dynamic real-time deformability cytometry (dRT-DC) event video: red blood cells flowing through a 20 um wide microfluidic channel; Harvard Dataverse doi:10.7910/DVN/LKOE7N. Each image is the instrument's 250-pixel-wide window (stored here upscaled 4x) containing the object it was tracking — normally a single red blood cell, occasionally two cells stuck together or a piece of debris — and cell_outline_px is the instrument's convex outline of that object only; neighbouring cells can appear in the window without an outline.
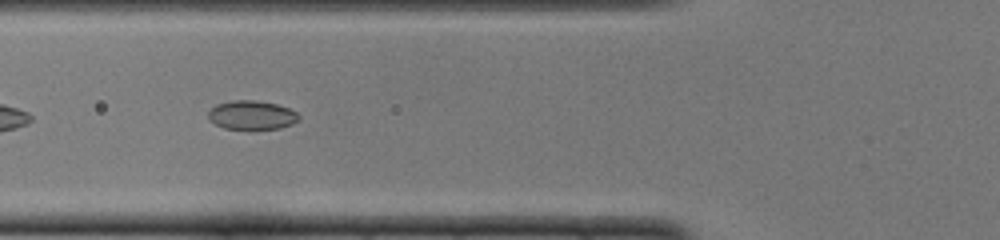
{"species": "common noctule bat (a hibernating species)", "species_latin": "Nyctalus noctula", "temperature_condition": "cold", "stored_images_in_passage": 45, "camera_frame_rate_fps": 3000, "um_per_image_px": 0.085, "animal": {"sex": "female", "body_mass_g": 22.0, "forearm_length_mm": 56.7}, "frame": {"image": 1, "passage_image": 13, "time_ms": 4.0, "image_size_px": [1000, 240], "cell_outline_px": [[300, 116], [292, 124], [280, 128], [248, 132], [224, 128], [208, 120], [208, 112], [216, 104], [232, 100], [256, 100], [276, 104], [288, 108], [296, 112]], "centroid_in_image_um": [21.37, 9.83], "position_along_channel_um": 104.4, "area_um2": 15.84}}
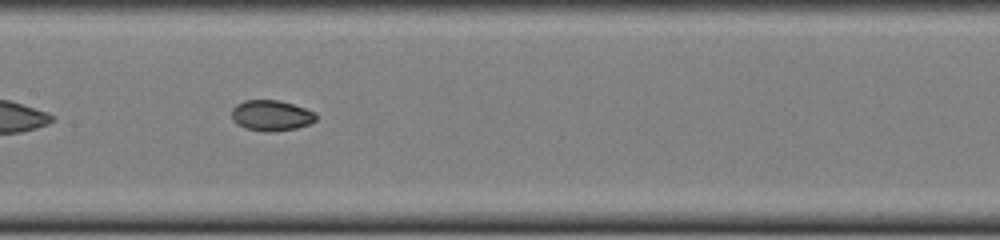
{"frame": {"image": 2, "passage_image": 19, "time_ms": 6.0, "image_size_px": [1000, 240], "cell_outline_px": [[316, 120], [308, 124], [296, 128], [272, 132], [264, 132], [244, 128], [236, 124], [232, 120], [232, 108], [236, 104], [244, 100], [276, 100], [292, 104], [316, 112]], "centroid_in_image_um": [23.02, 9.82], "position_along_channel_um": 184.4, "area_um2": 15.14}}
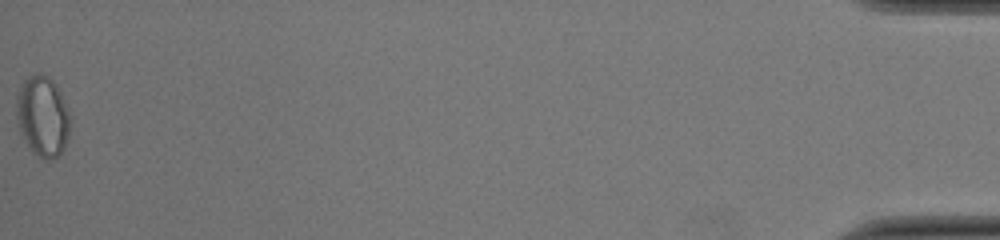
{"frame": {"image": 3, "passage_image": 45, "time_ms": 14.667, "image_size_px": [1000, 240], "cell_outline_px": [[72, 120], [68, 136], [64, 148], [52, 160], [48, 160], [32, 152], [20, 132], [16, 116], [16, 96], [20, 84], [24, 80], [36, 72], [40, 72], [52, 80], [56, 84], [72, 116]], "centroid_in_image_um": [3.63, 9.85], "position_along_channel_um": 431.6, "area_um2": 25.55}, "authors_computed_cell_mechanics": {"area_um2": 16.0684, "velocity_mm_per_s": 3.9999, "shape_relaxation_time_tau1_ms": null, "shape_relaxation_time_tau2_ms": 1.5311, "deformation_change_tau1": null, "deformation_change_tau2": 0.0456}}